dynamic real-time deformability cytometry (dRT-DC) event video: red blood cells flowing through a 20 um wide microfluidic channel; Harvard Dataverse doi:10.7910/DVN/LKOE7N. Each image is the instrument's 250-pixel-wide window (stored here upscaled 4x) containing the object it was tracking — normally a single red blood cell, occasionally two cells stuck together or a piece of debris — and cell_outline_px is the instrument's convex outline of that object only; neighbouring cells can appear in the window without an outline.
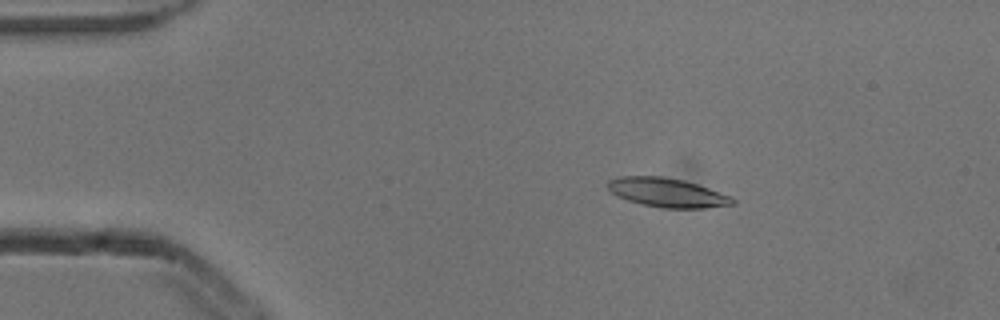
{"species": "common noctule bat (a hibernating species)", "species_latin": "Nyctalus noctula", "temperature_condition": "cold", "stored_images_in_passage": 3, "camera_frame_rate_fps": 3000, "um_per_image_px": 0.085, "animal": {"sex": "male", "body_mass_g": 13.3}, "frame": {"image": 1, "passage_image": 2, "time_ms": 0.333, "image_size_px": [1000, 320], "cell_outline_px": [[736, 204], [704, 208], [660, 208], [640, 204], [628, 200], [612, 192], [608, 188], [608, 180], [620, 176], [664, 176], [684, 180], [732, 196], [736, 200]], "centroid_in_image_um": [56.74, 16.37], "position_along_channel_um": 28.3, "area_um2": 21.15}}